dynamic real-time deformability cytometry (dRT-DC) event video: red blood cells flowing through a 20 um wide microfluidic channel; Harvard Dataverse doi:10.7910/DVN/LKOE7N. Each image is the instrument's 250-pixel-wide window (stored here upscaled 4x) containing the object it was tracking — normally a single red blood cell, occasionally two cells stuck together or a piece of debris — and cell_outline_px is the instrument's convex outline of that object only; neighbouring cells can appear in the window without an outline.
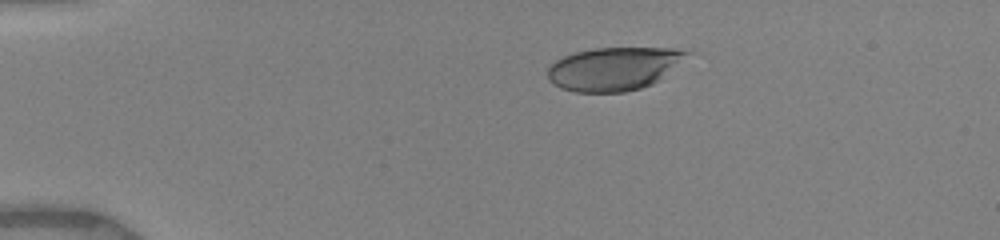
{"species": "human", "species_latin": "Homo sapiens", "temperature_condition": "warm", "stored_images_in_passage": 14, "camera_frame_rate_fps": 3000, "um_per_image_px": 0.085, "donor": {"sex": "female"}, "frame": {"image": 1, "passage_image": 1, "time_ms": 0.0, "image_size_px": [1000, 240], "cell_outline_px": [[696, 52], [652, 84], [640, 88], [624, 92], [576, 92], [560, 88], [552, 84], [548, 80], [548, 68], [556, 60], [564, 56], [576, 52], [592, 48], [672, 48]], "centroid_in_image_um": [52.2, 5.83], "position_along_channel_um": 32.8, "area_um2": 35.2}}
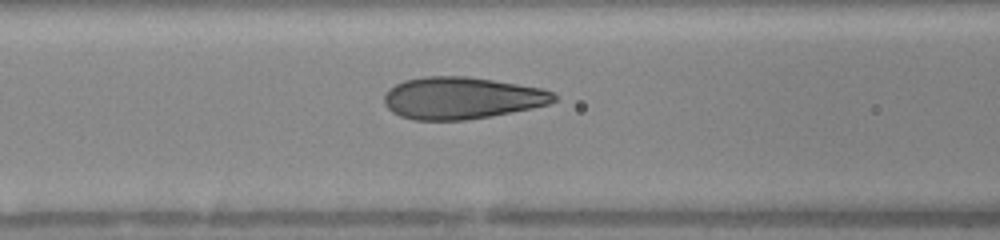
{"frame": {"image": 2, "passage_image": 8, "time_ms": 4.0, "image_size_px": [1000, 240], "cell_outline_px": [[556, 100], [548, 104], [532, 108], [492, 116], [464, 120], [412, 120], [400, 116], [392, 112], [384, 104], [384, 96], [388, 88], [404, 80], [424, 76], [468, 76], [540, 88], [552, 92], [556, 96]], "centroid_in_image_um": [39.2, 8.33], "position_along_channel_um": 127.4, "area_um2": 41.56}}
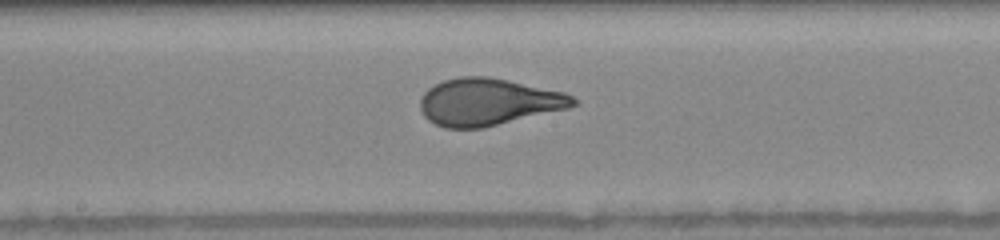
{"frame": {"image": 3, "passage_image": 13, "time_ms": 6.0, "image_size_px": [1000, 240], "cell_outline_px": [[580, 104], [568, 108], [484, 128], [444, 128], [428, 120], [424, 116], [420, 108], [420, 100], [424, 92], [428, 88], [444, 80], [460, 76], [488, 76], [508, 80], [564, 92], [572, 96]], "centroid_in_image_um": [41.5, 8.67], "position_along_channel_um": 206.7, "area_um2": 42.02}}